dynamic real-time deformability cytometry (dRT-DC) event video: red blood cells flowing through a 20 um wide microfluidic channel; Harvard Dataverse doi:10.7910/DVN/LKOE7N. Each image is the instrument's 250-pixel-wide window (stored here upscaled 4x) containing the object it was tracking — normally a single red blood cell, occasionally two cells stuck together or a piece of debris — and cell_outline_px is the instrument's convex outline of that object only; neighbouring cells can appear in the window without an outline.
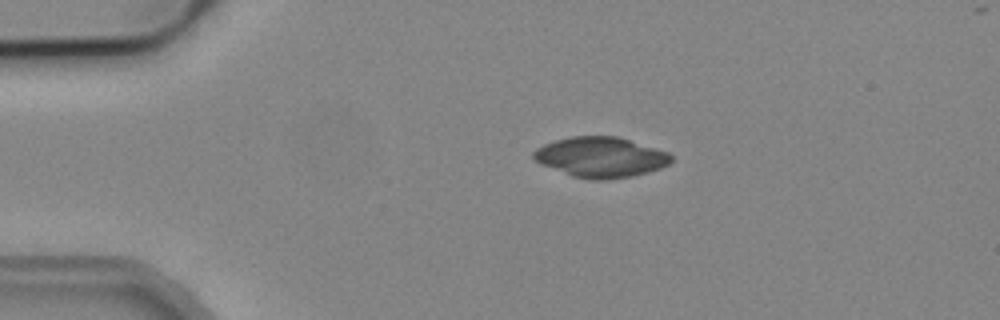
{"species": "common noctule bat (a hibernating species)", "species_latin": "Nyctalus noctula", "temperature_condition": "cold", "stored_images_in_passage": 42, "camera_frame_rate_fps": 3000, "um_per_image_px": 0.085, "animal": {"sex": "male", "body_mass_g": 19.2, "forearm_length_mm": 51.8}, "frame": {"image": 1, "passage_image": 1, "time_ms": 0.0, "image_size_px": [1000, 320], "cell_outline_px": [[672, 160], [668, 164], [660, 168], [648, 172], [632, 176], [608, 180], [588, 180], [572, 176], [540, 164], [532, 156], [532, 152], [536, 148], [544, 144], [556, 140], [572, 136], [616, 136], [668, 152], [672, 156]], "centroid_in_image_um": [51.04, 13.37], "position_along_channel_um": 34.0, "area_um2": 32.31}}